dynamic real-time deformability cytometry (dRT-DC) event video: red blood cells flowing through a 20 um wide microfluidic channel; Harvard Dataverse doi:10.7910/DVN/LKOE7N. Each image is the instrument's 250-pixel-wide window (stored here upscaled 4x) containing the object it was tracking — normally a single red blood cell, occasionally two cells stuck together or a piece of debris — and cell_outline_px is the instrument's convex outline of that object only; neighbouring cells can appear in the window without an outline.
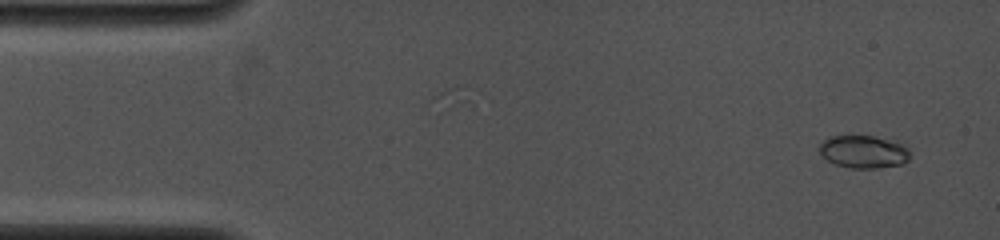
{"species": "common noctule bat (a hibernating species)", "species_latin": "Nyctalus noctula", "temperature_condition": "cold", "stored_images_in_passage": 11, "camera_frame_rate_fps": 4000, "um_per_image_px": 0.085, "animal": {"sex": "female", "body_mass_g": 19.0, "forearm_length_mm": 53.3}, "frame": {"image": 1, "passage_image": 1, "time_ms": 0.0, "image_size_px": [1000, 240], "cell_outline_px": [[908, 160], [904, 164], [876, 168], [852, 168], [836, 164], [820, 156], [820, 144], [828, 136], [872, 136], [896, 140], [904, 144], [908, 148]], "centroid_in_image_um": [73.42, 12.89], "position_along_channel_um": 11.6, "area_um2": 17.4}}
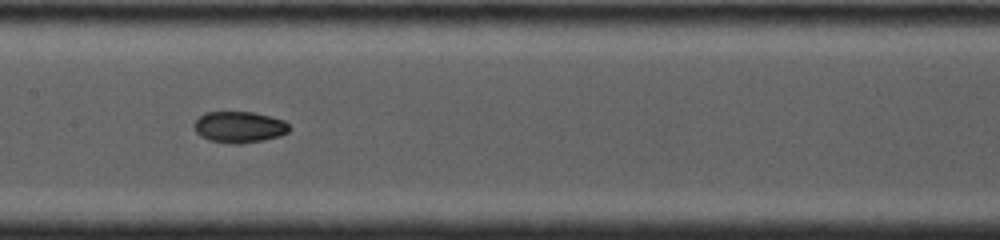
{"frame": {"image": 2, "passage_image": 8, "time_ms": 6.75, "image_size_px": [1000, 240], "cell_outline_px": [[292, 128], [288, 132], [280, 136], [240, 144], [236, 144], [208, 140], [200, 136], [196, 132], [192, 124], [204, 112], [252, 112], [284, 120]], "centroid_in_image_um": [20.32, 10.8], "position_along_channel_um": 187.1, "area_um2": 17.34}}
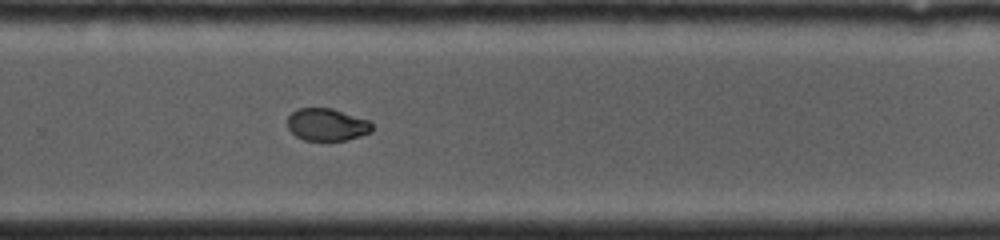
{"frame": {"image": 3, "passage_image": 11, "time_ms": 9.5, "image_size_px": [1000, 240], "cell_outline_px": [[372, 132], [360, 136], [344, 140], [304, 140], [296, 136], [288, 128], [288, 116], [296, 108], [332, 108], [368, 120], [372, 124]], "centroid_in_image_um": [27.78, 10.58], "position_along_channel_um": 302.0, "area_um2": 15.9}}